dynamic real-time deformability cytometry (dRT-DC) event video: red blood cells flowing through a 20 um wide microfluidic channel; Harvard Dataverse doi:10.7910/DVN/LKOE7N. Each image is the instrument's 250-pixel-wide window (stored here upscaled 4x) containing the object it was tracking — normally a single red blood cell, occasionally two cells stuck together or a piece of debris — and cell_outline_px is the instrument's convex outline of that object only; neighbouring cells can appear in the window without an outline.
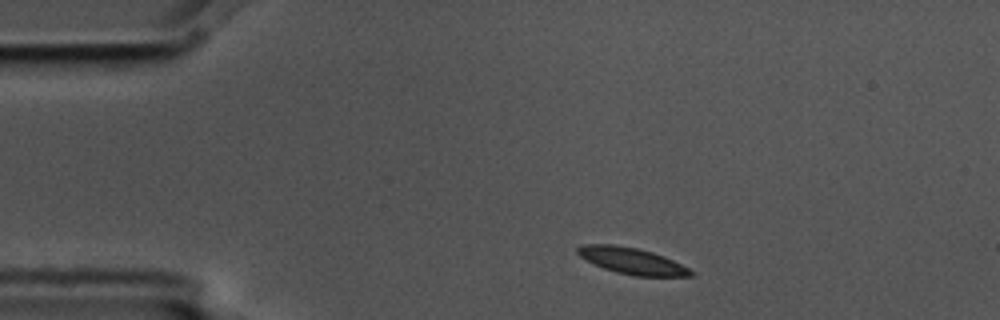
{"species": "common noctule bat (a hibernating species)", "species_latin": "Nyctalus noctula", "temperature_condition": "cold", "stored_images_in_passage": 7, "camera_frame_rate_fps": 3000, "um_per_image_px": 0.085, "animal": {"sex": "male", "body_mass_g": 17.5, "forearm_length_mm": 52.3}, "frame": {"image": 1, "passage_image": 1, "time_ms": 0.0, "image_size_px": [1000, 320], "cell_outline_px": [[696, 276], [632, 276], [616, 272], [604, 268], [580, 256], [576, 252], [576, 248], [580, 244], [616, 244], [636, 248], [652, 252], [664, 256], [696, 272]], "centroid_in_image_um": [53.73, 22.17], "position_along_channel_um": 31.3, "area_um2": 17.4}}